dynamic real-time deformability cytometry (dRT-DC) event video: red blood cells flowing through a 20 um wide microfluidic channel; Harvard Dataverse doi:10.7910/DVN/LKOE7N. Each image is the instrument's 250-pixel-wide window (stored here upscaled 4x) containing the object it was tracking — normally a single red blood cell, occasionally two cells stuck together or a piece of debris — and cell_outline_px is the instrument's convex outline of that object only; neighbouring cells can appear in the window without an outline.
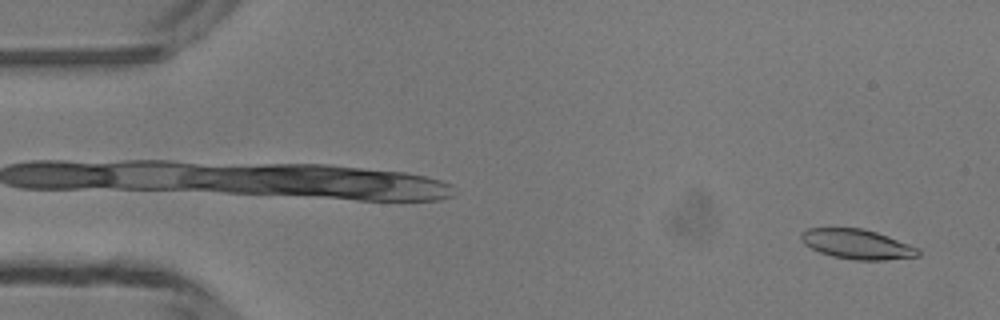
{"species": "common noctule bat (a hibernating species)", "species_latin": "Nyctalus noctula", "temperature_condition": "room temperature", "stored_images_in_passage": 48, "camera_frame_rate_fps": 3000, "um_per_image_px": 0.085, "animal": {"sex": "male", "body_mass_g": 13.3}, "frame": {"image": 1, "passage_image": 2, "time_ms": 0.333, "image_size_px": [1000, 320], "cell_outline_px": [[920, 256], [884, 260], [856, 260], [832, 256], [820, 252], [804, 244], [800, 236], [808, 228], [864, 228], [876, 232], [916, 248], [920, 252]], "centroid_in_image_um": [72.82, 20.76], "position_along_channel_um": 12.2, "area_um2": 19.88}}
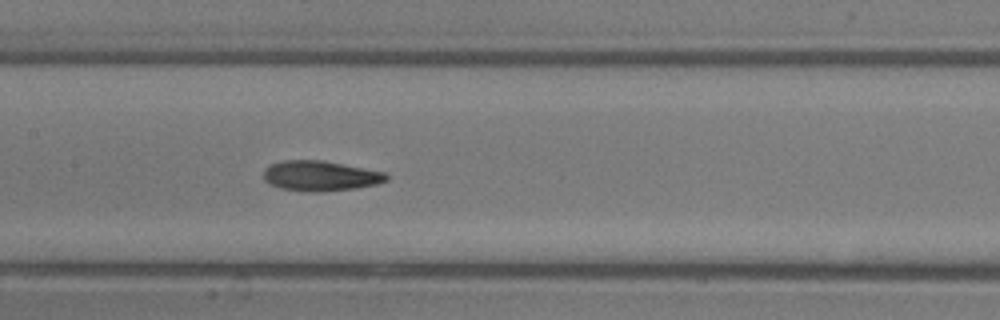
{"frame": {"image": 2, "passage_image": 23, "time_ms": 7.333, "image_size_px": [1000, 320], "cell_outline_px": [[388, 180], [376, 184], [356, 188], [324, 192], [312, 192], [280, 188], [264, 180], [264, 168], [272, 164], [284, 160], [324, 160], [388, 172]], "centroid_in_image_um": [27.28, 14.94], "position_along_channel_um": 180.1, "area_um2": 21.79}}
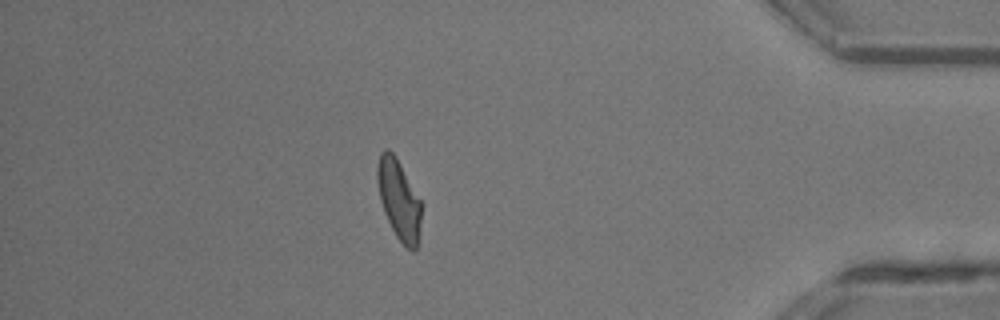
{"frame": {"image": 3, "passage_image": 42, "time_ms": 13.667, "image_size_px": [1000, 320], "cell_outline_px": [[424, 204], [420, 236], [416, 252], [412, 252], [396, 236], [384, 212], [380, 200], [376, 180], [376, 164], [380, 152], [384, 148], [388, 148], [396, 156]], "centroid_in_image_um": [33.94, 16.96], "position_along_channel_um": 401.3, "area_um2": 21.39}, "authors_computed_cell_mechanics": {"area_um2": 21.1548, "velocity_mm_per_s": 4.1769, "shape_relaxation_time_tau1_ms": 5.4012, "shape_relaxation_time_tau2_ms": 3.4244, "deformation_change_tau1": 0.173, "deformation_change_tau2": 0.1135}}